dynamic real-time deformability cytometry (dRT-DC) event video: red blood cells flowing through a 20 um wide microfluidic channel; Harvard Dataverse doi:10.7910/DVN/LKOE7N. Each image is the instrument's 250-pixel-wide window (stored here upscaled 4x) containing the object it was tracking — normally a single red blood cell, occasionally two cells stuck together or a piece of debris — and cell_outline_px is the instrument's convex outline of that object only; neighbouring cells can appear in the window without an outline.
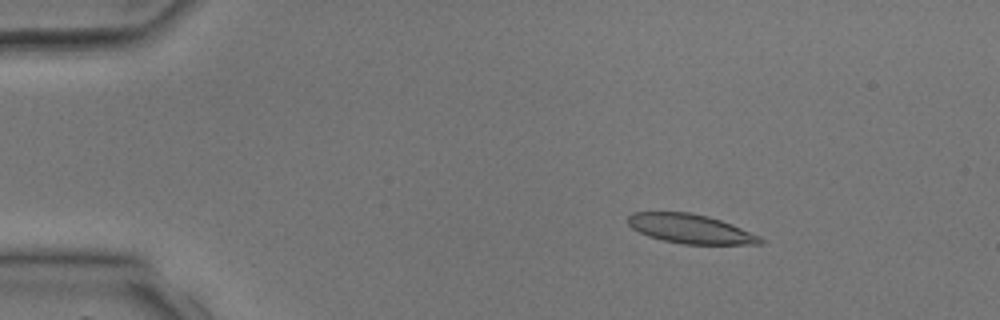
{"species": "common noctule bat (a hibernating species)", "species_latin": "Nyctalus noctula", "temperature_condition": "room temperature", "stored_images_in_passage": 4, "camera_frame_rate_fps": 3000, "um_per_image_px": 0.085, "animal": {"sex": "male", "body_mass_g": 17.9, "forearm_length_mm": 54.2}, "frame": {"image": 1, "passage_image": 2, "time_ms": 1.667, "image_size_px": [1000, 320], "cell_outline_px": [[764, 244], [684, 244], [664, 240], [648, 236], [632, 228], [628, 224], [628, 216], [632, 212], [692, 212], [708, 216], [732, 224], [760, 236], [764, 240]], "centroid_in_image_um": [58.7, 19.44], "position_along_channel_um": 26.3, "area_um2": 22.48}}
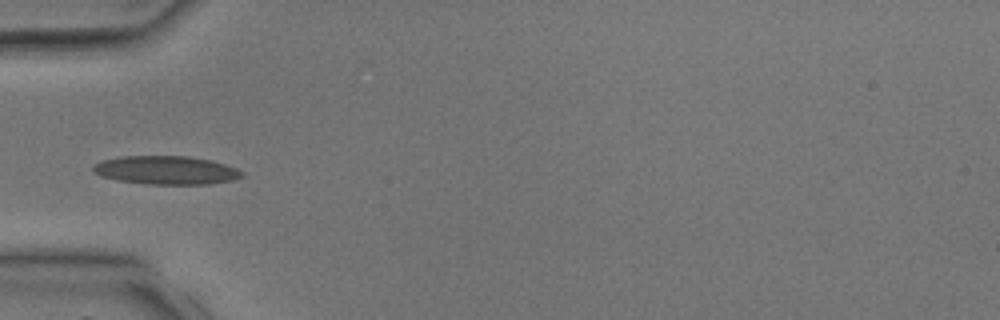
{"frame": {"image": 2, "passage_image": 4, "time_ms": 4.0, "image_size_px": [1000, 320], "cell_outline_px": [[244, 176], [232, 180], [208, 184], [144, 184], [116, 180], [100, 176], [92, 172], [92, 164], [100, 160], [124, 156], [188, 156], [208, 160], [224, 164], [236, 168], [244, 172]], "centroid_in_image_um": [14.06, 14.47], "position_along_channel_um": 70.9, "area_um2": 24.85}}